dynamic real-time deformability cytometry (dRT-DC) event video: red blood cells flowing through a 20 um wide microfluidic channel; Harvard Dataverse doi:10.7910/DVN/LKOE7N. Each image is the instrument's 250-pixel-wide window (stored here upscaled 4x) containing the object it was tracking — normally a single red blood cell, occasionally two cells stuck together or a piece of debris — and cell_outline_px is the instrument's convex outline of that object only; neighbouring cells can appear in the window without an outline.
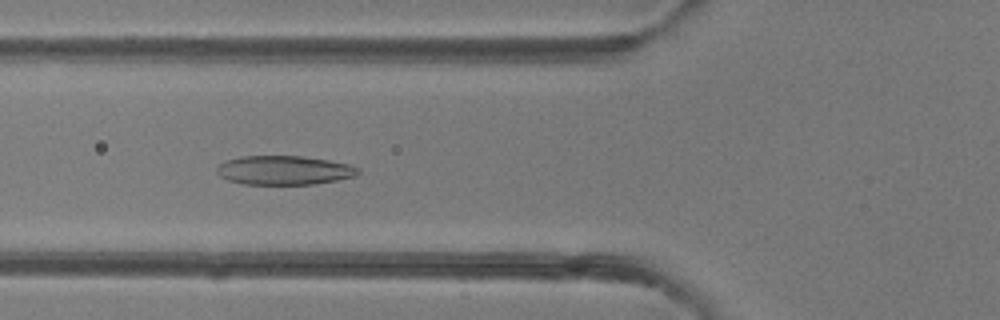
{"species": "common noctule bat (a hibernating species)", "species_latin": "Nyctalus noctula", "temperature_condition": "room temperature", "stored_images_in_passage": 45, "camera_frame_rate_fps": 3000, "um_per_image_px": 0.085, "animal": {"sex": "female"}, "frame": {"image": 1, "passage_image": 18, "time_ms": 5.667, "image_size_px": [1000, 320], "cell_outline_px": [[360, 172], [356, 176], [316, 184], [240, 184], [228, 180], [220, 176], [216, 172], [216, 168], [224, 160], [240, 156], [300, 156], [328, 160], [348, 164], [360, 168]], "centroid_in_image_um": [24.13, 14.47], "position_along_channel_um": 101.7, "area_um2": 24.04}}
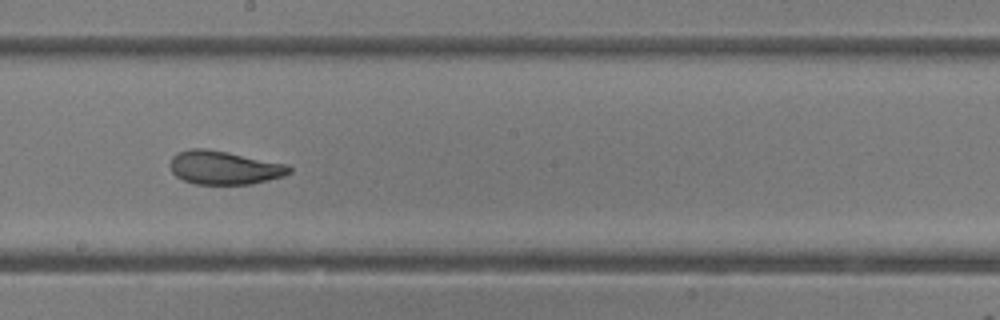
{"frame": {"image": 2, "passage_image": 27, "time_ms": 8.667, "image_size_px": [1000, 320], "cell_outline_px": [[292, 172], [284, 176], [252, 184], [196, 184], [184, 180], [176, 176], [172, 172], [168, 164], [172, 156], [176, 152], [188, 148], [204, 148], [228, 152], [288, 164], [292, 168]], "centroid_in_image_um": [19.04, 14.24], "position_along_channel_um": 229.2, "area_um2": 23.58}}
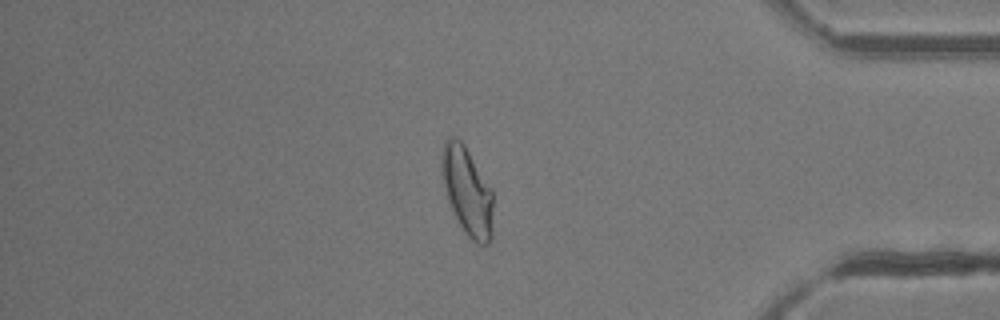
{"frame": {"image": 3, "passage_image": 41, "time_ms": 13.333, "image_size_px": [1000, 320], "cell_outline_px": [[492, 240], [488, 244], [476, 244], [464, 232], [448, 200], [440, 168], [440, 156], [444, 144], [452, 136], [460, 140], [464, 144], [492, 188]], "centroid_in_image_um": [39.72, 16.25], "position_along_channel_um": 395.5, "area_um2": 26.3}}